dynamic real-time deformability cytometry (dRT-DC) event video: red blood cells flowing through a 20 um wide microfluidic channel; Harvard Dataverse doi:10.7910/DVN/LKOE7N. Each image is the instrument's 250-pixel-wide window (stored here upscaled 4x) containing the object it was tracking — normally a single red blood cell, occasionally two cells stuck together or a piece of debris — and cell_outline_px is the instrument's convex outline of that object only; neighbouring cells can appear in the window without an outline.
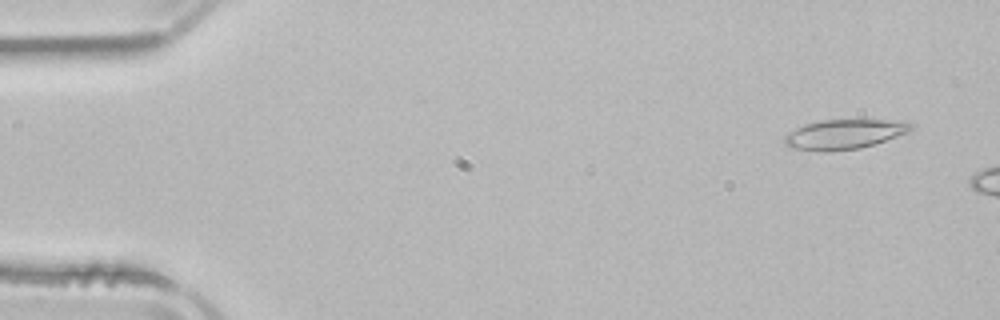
{"species": "common noctule bat (a hibernating species)", "species_latin": "Nyctalus noctula", "temperature_condition": "room temperature", "stored_images_in_passage": 6, "camera_frame_rate_fps": 3000, "um_per_image_px": 0.085, "animal": {"sex": "male", "body_mass_g": 21.5, "forearm_length_mm": 52.0}, "frame": {"image": 1, "passage_image": 1, "time_ms": 0.0, "image_size_px": [1000, 320], "cell_outline_px": [[916, 128], [908, 132], [860, 148], [828, 152], [820, 152], [792, 148], [784, 144], [784, 136], [788, 132], [804, 124], [820, 120], [908, 120], [916, 124]], "centroid_in_image_um": [71.78, 11.4], "position_along_channel_um": 13.2, "area_um2": 22.2}}